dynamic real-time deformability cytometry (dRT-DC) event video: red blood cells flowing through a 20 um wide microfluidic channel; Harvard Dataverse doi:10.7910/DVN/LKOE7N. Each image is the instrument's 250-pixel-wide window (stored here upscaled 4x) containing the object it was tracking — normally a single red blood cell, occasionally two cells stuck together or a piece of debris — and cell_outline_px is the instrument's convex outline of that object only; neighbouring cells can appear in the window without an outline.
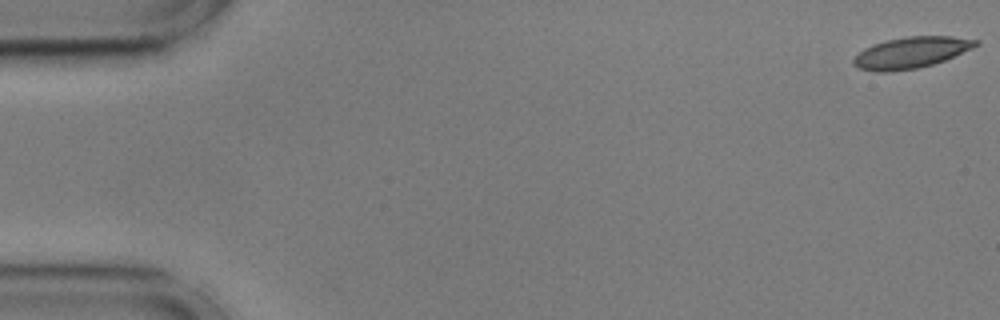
{"species": "common noctule bat (a hibernating species)", "species_latin": "Nyctalus noctula", "temperature_condition": "cold", "stored_images_in_passage": 9, "camera_frame_rate_fps": 3000, "um_per_image_px": 0.085, "animal": {"sex": "male", "body_mass_g": 17.9, "forearm_length_mm": 54.2}, "frame": {"image": 1, "passage_image": 1, "time_ms": 0.0, "image_size_px": [1000, 320], "cell_outline_px": [[980, 44], [972, 48], [944, 60], [932, 64], [916, 68], [892, 72], [876, 72], [856, 68], [852, 64], [852, 60], [864, 48], [872, 44], [888, 40], [908, 36], [952, 36], [980, 40]], "centroid_in_image_um": [77.42, 4.47], "position_along_channel_um": 7.6, "area_um2": 22.25}}